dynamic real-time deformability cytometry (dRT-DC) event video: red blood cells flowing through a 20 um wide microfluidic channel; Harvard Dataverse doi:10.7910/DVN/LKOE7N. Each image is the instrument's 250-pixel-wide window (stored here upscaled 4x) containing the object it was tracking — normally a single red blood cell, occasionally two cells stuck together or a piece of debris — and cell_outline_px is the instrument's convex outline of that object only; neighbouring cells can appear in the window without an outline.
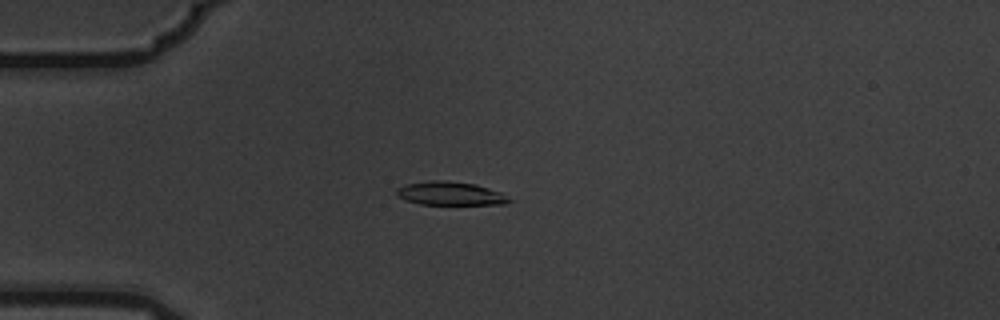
{"species": "common noctule bat (a hibernating species)", "species_latin": "Nyctalus noctula", "temperature_condition": "warm", "stored_images_in_passage": 4, "camera_frame_rate_fps": 3000, "um_per_image_px": 0.085, "animal": {"sex": "male", "body_mass_g": 19.5, "forearm_length_mm": 54.6}, "frame": {"image": 1, "passage_image": 4, "time_ms": 1.0, "image_size_px": [1000, 320], "cell_outline_px": [[512, 200], [504, 204], [420, 204], [404, 200], [396, 196], [396, 188], [404, 184], [432, 180], [444, 180], [476, 184], [500, 192]], "centroid_in_image_um": [38.21, 16.44], "position_along_channel_um": 46.8, "area_um2": 15.43}}